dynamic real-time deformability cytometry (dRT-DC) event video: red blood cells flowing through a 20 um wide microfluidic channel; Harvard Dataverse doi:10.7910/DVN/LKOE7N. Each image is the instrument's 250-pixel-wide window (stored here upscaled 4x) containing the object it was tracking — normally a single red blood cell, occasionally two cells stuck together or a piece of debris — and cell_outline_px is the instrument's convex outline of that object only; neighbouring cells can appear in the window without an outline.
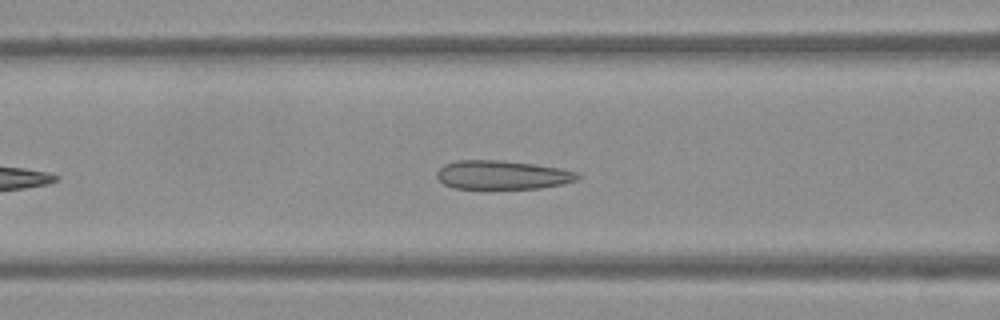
{"species": "Egyptian fruit bat (a non-hibernating species)", "species_latin": "Rousettus aegyptiacus", "temperature_condition": "warm", "stored_images_in_passage": 32, "camera_frame_rate_fps": 3000, "um_per_image_px": 0.085, "frame": {"image": 1, "passage_image": 10, "time_ms": 3.0, "image_size_px": [1000, 320], "cell_outline_px": [[580, 176], [576, 180], [564, 184], [540, 188], [452, 188], [444, 184], [436, 176], [436, 172], [444, 164], [456, 160], [500, 160], [532, 164], [560, 168], [580, 172]], "centroid_in_image_um": [42.7, 14.86], "position_along_channel_um": 123.9, "area_um2": 23.64}}
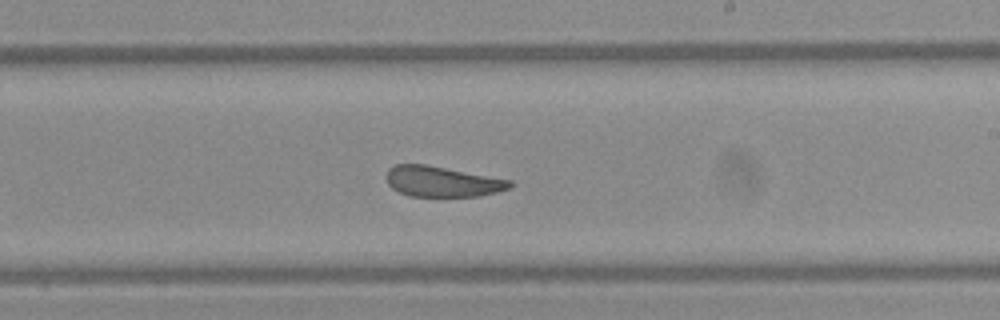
{"frame": {"image": 2, "passage_image": 20, "time_ms": 6.333, "image_size_px": [1000, 320], "cell_outline_px": [[512, 184], [508, 188], [496, 192], [480, 196], [412, 196], [400, 192], [392, 188], [388, 184], [384, 176], [388, 168], [396, 164], [424, 164], [512, 180]], "centroid_in_image_um": [37.53, 15.42], "position_along_channel_um": 251.5, "area_um2": 21.85}}
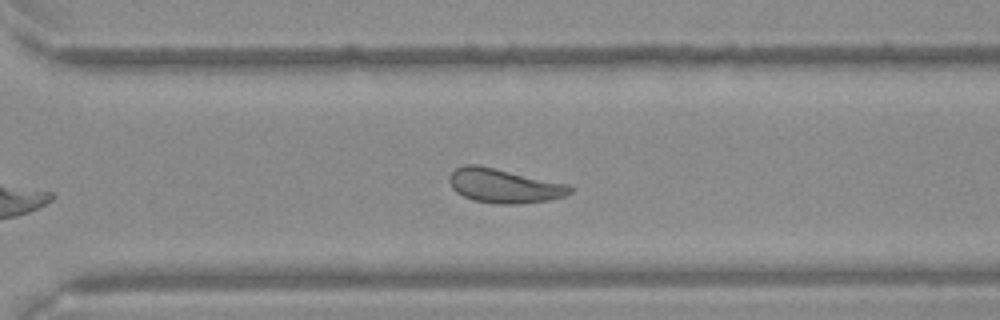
{"frame": {"image": 3, "passage_image": 26, "time_ms": 8.333, "image_size_px": [1000, 320], "cell_outline_px": [[572, 192], [564, 196], [552, 200], [516, 204], [496, 204], [472, 200], [456, 192], [452, 188], [448, 180], [448, 176], [456, 168], [464, 164], [476, 164], [568, 184], [572, 188]], "centroid_in_image_um": [42.82, 15.8], "position_along_channel_um": 327.8, "area_um2": 24.1}}